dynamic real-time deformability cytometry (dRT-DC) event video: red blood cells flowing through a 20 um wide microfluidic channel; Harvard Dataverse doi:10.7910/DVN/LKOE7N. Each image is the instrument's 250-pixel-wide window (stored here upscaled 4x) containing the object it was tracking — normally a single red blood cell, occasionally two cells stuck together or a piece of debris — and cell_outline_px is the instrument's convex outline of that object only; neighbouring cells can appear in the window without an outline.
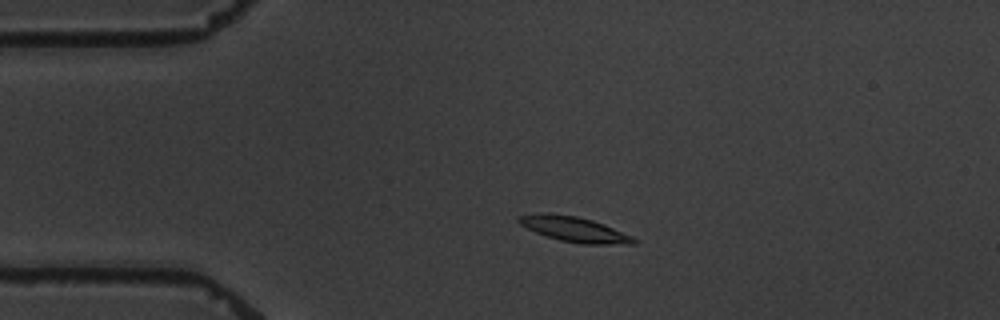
{"species": "common noctule bat (a hibernating species)", "species_latin": "Nyctalus noctula", "temperature_condition": "warm", "stored_images_in_passage": 4, "camera_frame_rate_fps": 3000, "um_per_image_px": 0.085, "animal": {"sex": "male", "body_mass_g": 19.5, "forearm_length_mm": 54.6}, "frame": {"image": 1, "passage_image": 3, "time_ms": 2.333, "image_size_px": [1000, 320], "cell_outline_px": [[636, 244], [584, 244], [560, 240], [536, 232], [520, 224], [516, 220], [516, 216], [576, 216], [592, 220], [604, 224], [632, 236], [636, 240]], "centroid_in_image_um": [48.94, 19.54], "position_along_channel_um": 36.1, "area_um2": 15.84}}